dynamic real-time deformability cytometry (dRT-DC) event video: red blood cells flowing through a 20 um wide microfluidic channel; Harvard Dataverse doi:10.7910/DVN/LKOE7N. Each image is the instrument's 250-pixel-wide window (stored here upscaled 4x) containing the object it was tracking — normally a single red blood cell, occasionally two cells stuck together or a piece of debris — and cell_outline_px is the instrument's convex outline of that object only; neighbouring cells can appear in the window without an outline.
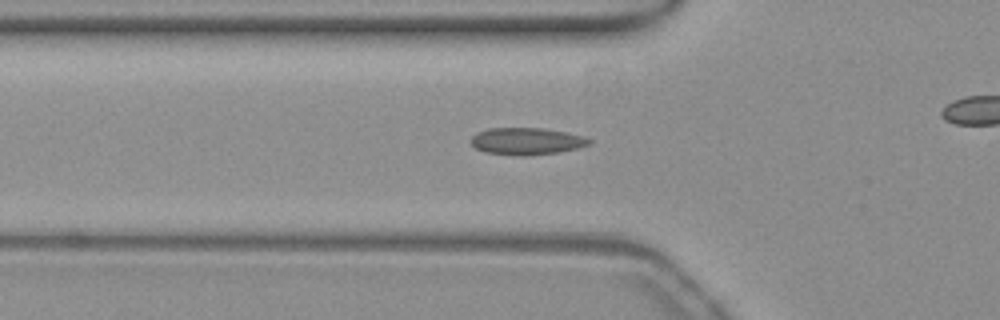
{"species": "common noctule bat (a hibernating species)", "species_latin": "Nyctalus noctula", "temperature_condition": "warm", "stored_images_in_passage": 37, "camera_frame_rate_fps": 3000, "um_per_image_px": 0.085, "animal": {"sex": "female", "body_mass_g": 19.3, "forearm_length_mm": 54.1}, "frame": {"image": 1, "passage_image": 12, "time_ms": 3.667, "image_size_px": [1000, 320], "cell_outline_px": [[592, 144], [560, 152], [524, 156], [520, 156], [484, 152], [476, 148], [472, 144], [472, 136], [476, 132], [488, 128], [544, 128], [568, 132], [584, 136], [592, 140]], "centroid_in_image_um": [44.79, 12.0], "position_along_channel_um": 81.0, "area_um2": 18.79}}
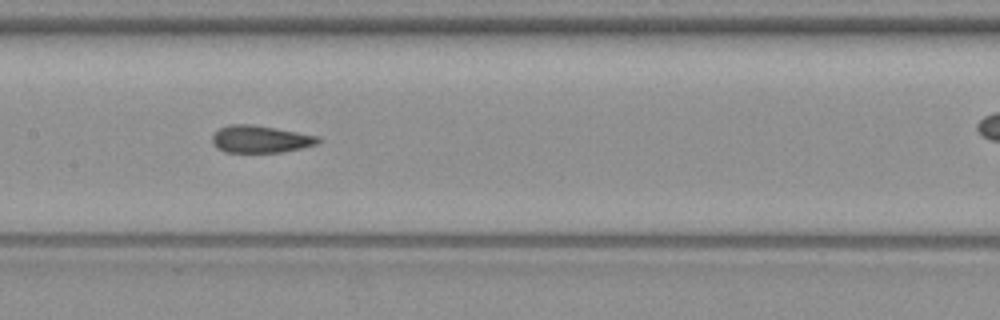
{"frame": {"image": 2, "passage_image": 20, "time_ms": 6.333, "image_size_px": [1000, 320], "cell_outline_px": [[320, 140], [316, 144], [300, 148], [280, 152], [224, 152], [216, 148], [212, 144], [212, 136], [220, 128], [232, 124], [248, 124], [296, 132], [316, 136]], "centroid_in_image_um": [22.06, 11.84], "position_along_channel_um": 185.3, "area_um2": 16.42}}
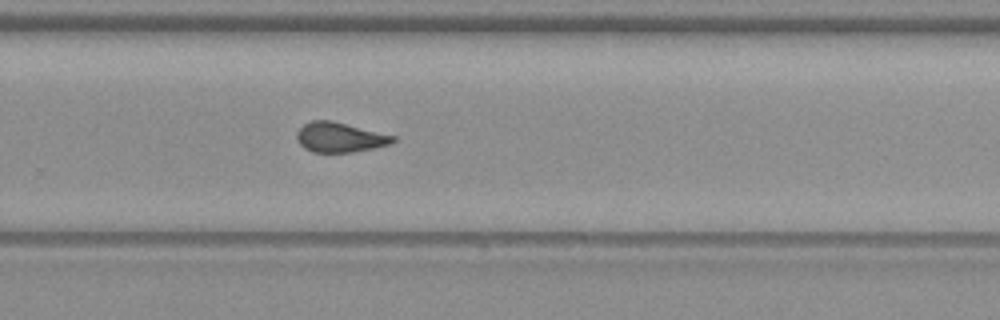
{"frame": {"image": 3, "passage_image": 29, "time_ms": 9.333, "image_size_px": [1000, 320], "cell_outline_px": [[396, 140], [392, 144], [376, 148], [352, 152], [312, 152], [304, 148], [296, 140], [296, 132], [304, 124], [312, 120], [332, 120], [396, 136]], "centroid_in_image_um": [28.9, 11.67], "position_along_channel_um": 300.9, "area_um2": 16.94}}